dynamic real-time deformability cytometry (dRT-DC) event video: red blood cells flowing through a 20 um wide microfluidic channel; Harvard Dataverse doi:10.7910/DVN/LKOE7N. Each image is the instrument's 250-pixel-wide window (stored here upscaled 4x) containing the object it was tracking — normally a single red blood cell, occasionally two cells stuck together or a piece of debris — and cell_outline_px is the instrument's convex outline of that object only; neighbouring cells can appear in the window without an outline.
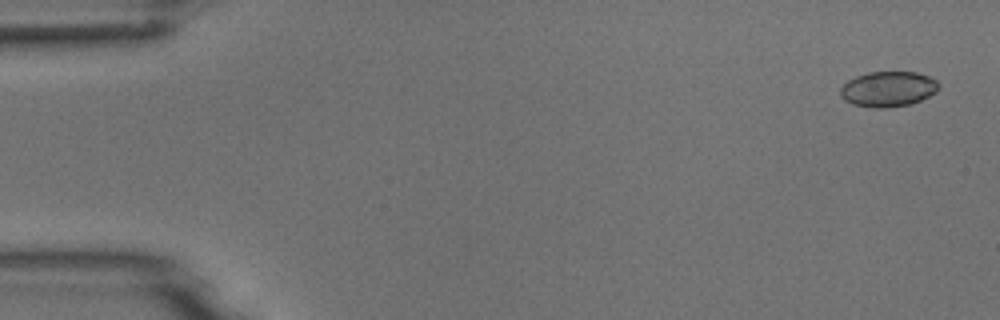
{"species": "common noctule bat (a hibernating species)", "species_latin": "Nyctalus noctula", "temperature_condition": "room temperature", "stored_images_in_passage": 6, "camera_frame_rate_fps": 3000, "um_per_image_px": 0.085, "animal": {"sex": "male", "body_mass_g": 18.8}, "frame": {"image": 1, "passage_image": 1, "time_ms": 0.0, "image_size_px": [1000, 320], "cell_outline_px": [[936, 92], [920, 100], [908, 104], [888, 108], [872, 108], [852, 104], [844, 100], [840, 96], [840, 88], [848, 80], [856, 76], [868, 72], [916, 72], [928, 76], [936, 80]], "centroid_in_image_um": [75.43, 7.57], "position_along_channel_um": 9.6, "area_um2": 20.11}}
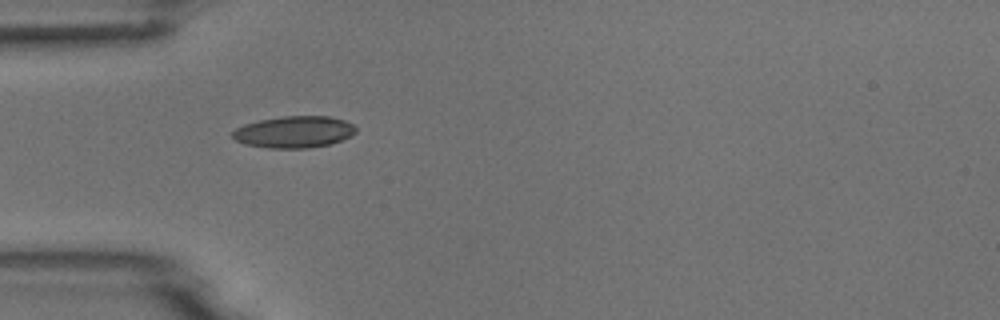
{"frame": {"image": 2, "passage_image": 5, "time_ms": 4.667, "image_size_px": [1000, 320], "cell_outline_px": [[356, 132], [352, 136], [328, 144], [308, 148], [268, 148], [244, 144], [236, 140], [232, 136], [232, 132], [236, 128], [244, 124], [260, 120], [284, 116], [328, 116], [344, 120], [352, 124], [356, 128]], "centroid_in_image_um": [24.99, 11.21], "position_along_channel_um": 60.0, "area_um2": 22.72}}